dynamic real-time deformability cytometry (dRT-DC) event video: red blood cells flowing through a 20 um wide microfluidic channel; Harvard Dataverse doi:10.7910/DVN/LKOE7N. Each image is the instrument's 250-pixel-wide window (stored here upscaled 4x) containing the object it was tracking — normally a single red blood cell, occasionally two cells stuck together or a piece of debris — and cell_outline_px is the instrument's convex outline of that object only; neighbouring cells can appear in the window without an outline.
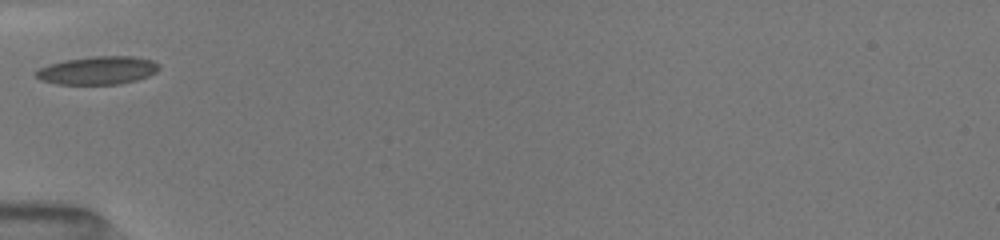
{"species": "common noctule bat (a hibernating species)", "species_latin": "Nyctalus noctula", "temperature_condition": "room temperature", "stored_images_in_passage": 5, "camera_frame_rate_fps": 3000, "um_per_image_px": 0.085, "animal": {"sex": "female", "body_mass_g": 19.5, "forearm_length_mm": 54.1}, "frame": {"image": 1, "passage_image": 1, "time_ms": 0.0, "image_size_px": [1000, 240], "cell_outline_px": [[160, 68], [156, 72], [148, 76], [136, 80], [120, 84], [56, 84], [40, 80], [36, 76], [36, 72], [40, 68], [48, 64], [64, 60], [92, 56], [132, 56], [152, 60], [160, 64]], "centroid_in_image_um": [8.32, 5.98], "position_along_channel_um": 76.7, "area_um2": 20.23}}